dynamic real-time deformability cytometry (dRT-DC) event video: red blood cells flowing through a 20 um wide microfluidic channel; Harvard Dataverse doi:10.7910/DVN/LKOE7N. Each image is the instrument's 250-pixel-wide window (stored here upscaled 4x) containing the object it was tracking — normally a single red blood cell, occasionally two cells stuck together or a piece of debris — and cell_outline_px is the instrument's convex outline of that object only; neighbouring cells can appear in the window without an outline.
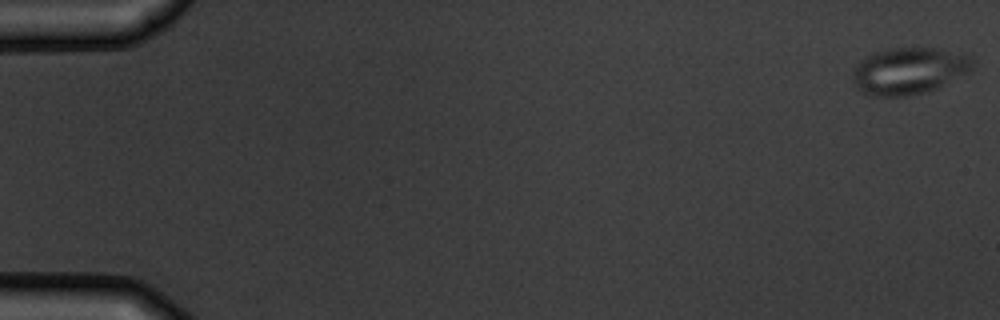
{"species": "common noctule bat (a hibernating species)", "species_latin": "Nyctalus noctula", "temperature_condition": "warm", "stored_images_in_passage": 5, "camera_frame_rate_fps": 3000, "um_per_image_px": 0.085, "animal": {"sex": "male", "body_mass_g": 19.5, "forearm_length_mm": 54.6}, "frame": {"image": 1, "passage_image": 1, "time_ms": 0.0, "image_size_px": [1000, 320], "cell_outline_px": [[976, 60], [972, 68], [968, 72], [936, 88], [924, 92], [904, 96], [872, 96], [856, 88], [852, 80], [852, 68], [860, 60], [876, 52], [888, 48], [936, 48], [964, 52], [972, 56]], "centroid_in_image_um": [77.27, 6.0], "position_along_channel_um": 7.7, "area_um2": 32.95}}